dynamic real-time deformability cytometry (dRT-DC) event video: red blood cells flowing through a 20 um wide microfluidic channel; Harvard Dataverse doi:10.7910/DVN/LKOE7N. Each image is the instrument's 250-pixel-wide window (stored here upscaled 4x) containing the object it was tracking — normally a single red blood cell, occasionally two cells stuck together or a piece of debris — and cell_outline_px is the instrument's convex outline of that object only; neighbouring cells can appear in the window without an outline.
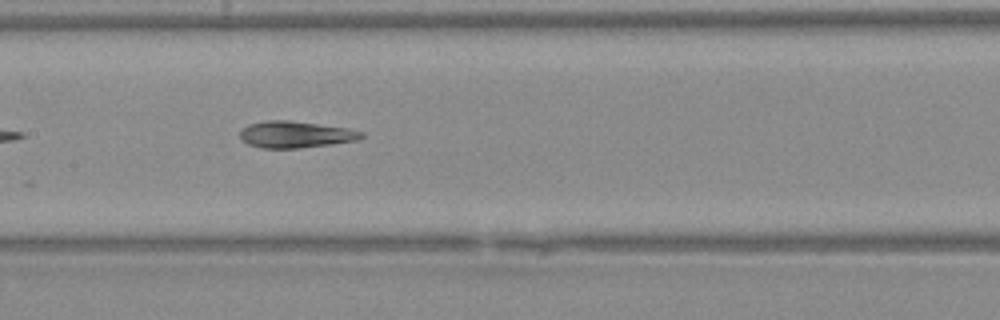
{"species": "Egyptian fruit bat (a non-hibernating species)", "species_latin": "Rousettus aegyptiacus", "temperature_condition": "warm", "stored_images_in_passage": 33, "camera_frame_rate_fps": 3000, "um_per_image_px": 0.085, "animal": {"sex": "female"}, "frame": {"image": 1, "passage_image": 10, "time_ms": 3.0, "image_size_px": [1000, 320], "cell_outline_px": [[364, 136], [356, 140], [328, 144], [296, 148], [260, 148], [248, 144], [240, 140], [240, 132], [248, 124], [268, 120], [288, 120], [348, 128], [364, 132]], "centroid_in_image_um": [25.08, 11.43], "position_along_channel_um": 182.3, "area_um2": 18.67}}
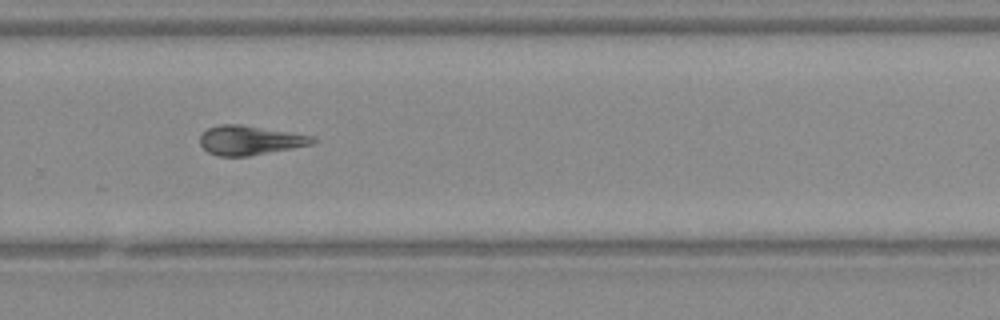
{"frame": {"image": 2, "passage_image": 19, "time_ms": 6.0, "image_size_px": [1000, 320], "cell_outline_px": [[316, 140], [312, 144], [248, 156], [220, 156], [208, 152], [200, 144], [200, 136], [208, 128], [220, 124], [240, 124], [316, 136]], "centroid_in_image_um": [21.24, 11.91], "position_along_channel_um": 308.6, "area_um2": 19.07}}